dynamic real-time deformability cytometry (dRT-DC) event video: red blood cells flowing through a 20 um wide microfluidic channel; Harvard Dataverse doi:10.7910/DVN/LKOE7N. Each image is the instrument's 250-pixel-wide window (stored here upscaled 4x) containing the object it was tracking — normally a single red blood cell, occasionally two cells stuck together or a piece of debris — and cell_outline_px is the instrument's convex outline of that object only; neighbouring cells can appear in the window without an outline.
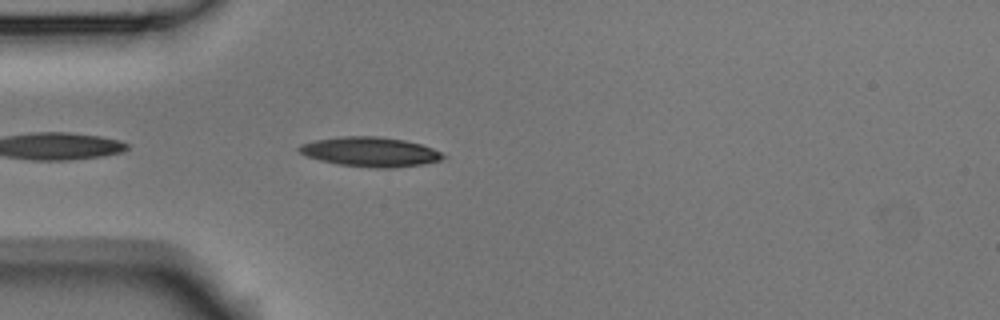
{"species": "Egyptian fruit bat (a non-hibernating species)", "species_latin": "Rousettus aegyptiacus", "temperature_condition": "room temperature", "stored_images_in_passage": 3, "camera_frame_rate_fps": 3000, "um_per_image_px": 0.085, "animal": {"sex": "male"}, "frame": {"image": 1, "passage_image": 3, "time_ms": 0.667, "image_size_px": [1000, 320], "cell_outline_px": [[448, 156], [440, 160], [424, 164], [392, 168], [372, 168], [336, 164], [320, 160], [308, 156], [300, 152], [296, 148], [300, 144], [316, 140], [340, 136], [380, 136], [404, 140], [420, 144], [432, 148]], "centroid_in_image_um": [31.47, 12.91], "position_along_channel_um": 53.5, "area_um2": 24.91}}